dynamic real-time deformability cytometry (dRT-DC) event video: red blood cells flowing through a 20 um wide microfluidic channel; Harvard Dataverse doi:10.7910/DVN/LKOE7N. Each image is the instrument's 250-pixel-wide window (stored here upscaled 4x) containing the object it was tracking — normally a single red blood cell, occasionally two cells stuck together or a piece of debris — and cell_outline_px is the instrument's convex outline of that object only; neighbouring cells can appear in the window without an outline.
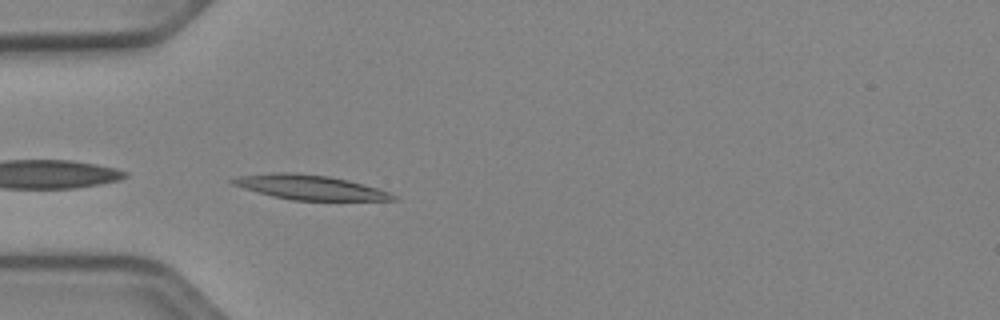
{"species": "Egyptian fruit bat (a non-hibernating species)", "species_latin": "Rousettus aegyptiacus", "temperature_condition": "cold", "stored_images_in_passage": 37, "camera_frame_rate_fps": 3000, "um_per_image_px": 0.085, "animal": {"sex": "female"}, "frame": {"image": 1, "passage_image": 1, "time_ms": 0.0, "image_size_px": [1000, 320], "cell_outline_px": [[400, 200], [292, 200], [272, 196], [244, 188], [232, 184], [228, 180], [240, 176], [280, 172], [288, 172], [328, 176], [348, 180], [376, 188], [388, 192], [396, 196]], "centroid_in_image_um": [26.34, 15.92], "position_along_channel_um": 58.7, "area_um2": 22.6}}
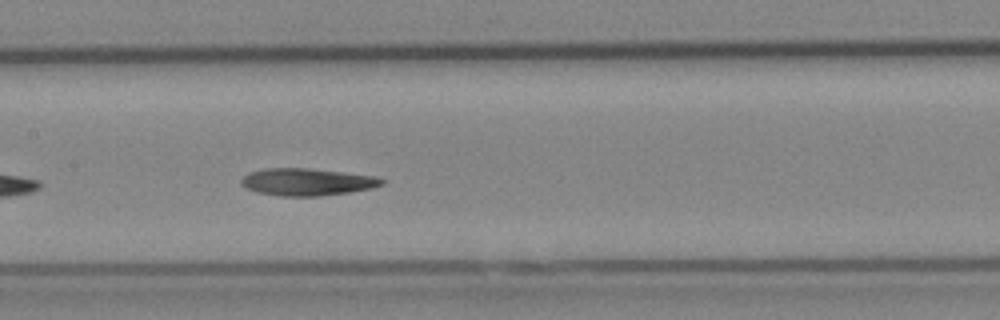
{"frame": {"image": 2, "passage_image": 11, "time_ms": 3.333, "image_size_px": [1000, 320], "cell_outline_px": [[384, 184], [372, 188], [352, 192], [320, 196], [280, 196], [256, 192], [240, 184], [240, 180], [248, 172], [264, 168], [308, 168], [376, 176], [384, 180]], "centroid_in_image_um": [26.09, 15.46], "position_along_channel_um": 181.3, "area_um2": 22.43}}
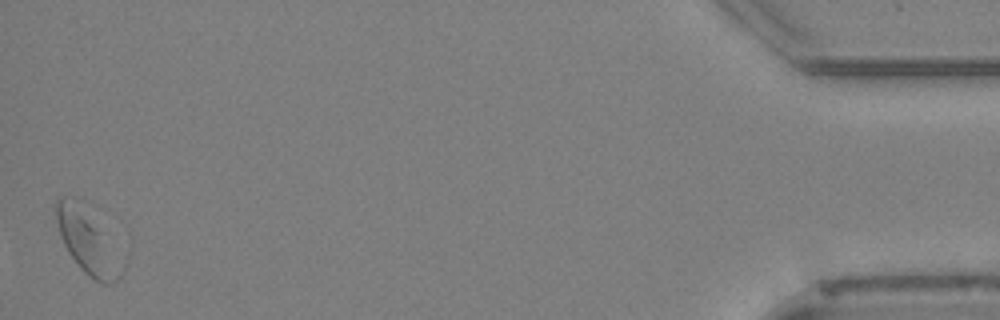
{"frame": {"image": 3, "passage_image": 37, "time_ms": 12.0, "image_size_px": [1000, 320], "cell_outline_px": [[124, 268], [120, 276], [112, 284], [100, 284], [92, 280], [80, 268], [68, 252], [60, 236], [56, 220], [56, 200], [64, 196], [72, 196], [84, 200], [124, 264]], "centroid_in_image_um": [7.42, 20.49], "position_along_channel_um": 427.8, "area_um2": 24.97}, "authors_computed_cell_mechanics": {"area_um2": 21.8484, "velocity_mm_per_s": 3.8457, "shape_relaxation_time_tau1_ms": 5.4161, "shape_relaxation_time_tau2_ms": null, "deformation_change_tau1": 0.1521, "deformation_change_tau2": null}}